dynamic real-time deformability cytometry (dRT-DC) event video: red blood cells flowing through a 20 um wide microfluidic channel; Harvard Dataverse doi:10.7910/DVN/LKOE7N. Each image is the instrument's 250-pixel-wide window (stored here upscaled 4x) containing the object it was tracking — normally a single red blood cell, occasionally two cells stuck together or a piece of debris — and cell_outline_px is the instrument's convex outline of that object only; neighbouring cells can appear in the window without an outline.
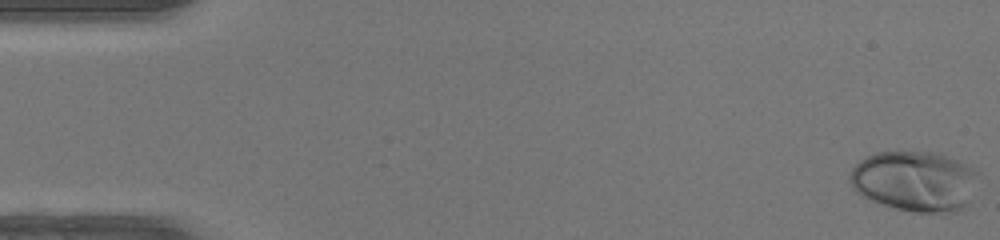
{"species": "human", "species_latin": "Homo sapiens", "temperature_condition": "warm", "stored_images_in_passage": 49, "camera_frame_rate_fps": 3000, "um_per_image_px": 0.085, "donor": {"sex": "female"}, "frame": {"image": 1, "passage_image": 1, "time_ms": 0.0, "image_size_px": [1000, 240], "cell_outline_px": [[980, 172], [968, 204], [956, 212], [916, 212], [896, 208], [880, 204], [868, 200], [856, 192], [852, 188], [848, 180], [848, 176], [852, 168], [860, 160], [876, 152], [932, 152], [960, 160]], "centroid_in_image_um": [77.74, 15.4], "position_along_channel_um": 7.3, "area_um2": 45.55}}
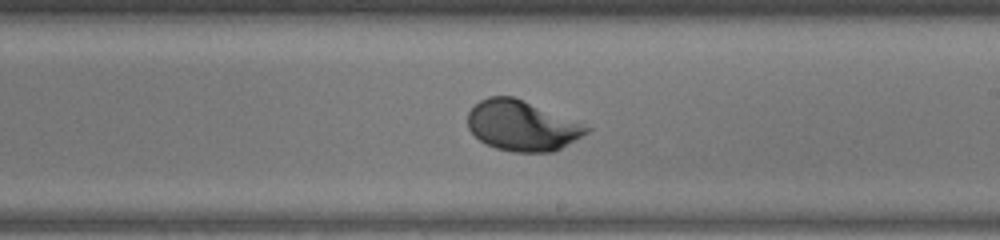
{"frame": {"image": 2, "passage_image": 29, "time_ms": 9.333, "image_size_px": [1000, 240], "cell_outline_px": [[592, 128], [588, 132], [560, 148], [552, 152], [512, 152], [496, 148], [484, 144], [468, 128], [468, 112], [480, 100], [488, 96], [512, 96]], "centroid_in_image_um": [44.31, 10.7], "position_along_channel_um": 244.7, "area_um2": 34.16}}
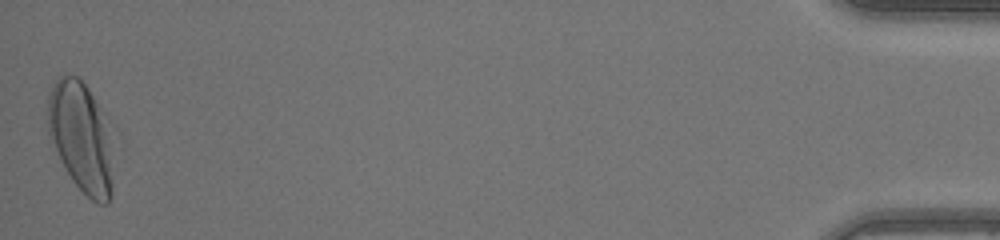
{"frame": {"image": 3, "passage_image": 49, "time_ms": 16.0, "image_size_px": [1000, 240], "cell_outline_px": [[112, 196], [108, 204], [96, 204], [72, 180], [60, 160], [48, 132], [48, 92], [56, 80], [60, 76], [80, 76], [88, 88], [96, 104], [104, 132], [112, 180]], "centroid_in_image_um": [6.79, 11.67], "position_along_channel_um": 428.4, "area_um2": 39.82}, "authors_computed_cell_mechanics": {"area_um2": 34.9112, "velocity_mm_per_s": 4.2326, "shape_relaxation_time_tau1_ms": 2.2557, "shape_relaxation_time_tau2_ms": null, "deformation_change_tau1": 0.1904, "deformation_change_tau2": null}}